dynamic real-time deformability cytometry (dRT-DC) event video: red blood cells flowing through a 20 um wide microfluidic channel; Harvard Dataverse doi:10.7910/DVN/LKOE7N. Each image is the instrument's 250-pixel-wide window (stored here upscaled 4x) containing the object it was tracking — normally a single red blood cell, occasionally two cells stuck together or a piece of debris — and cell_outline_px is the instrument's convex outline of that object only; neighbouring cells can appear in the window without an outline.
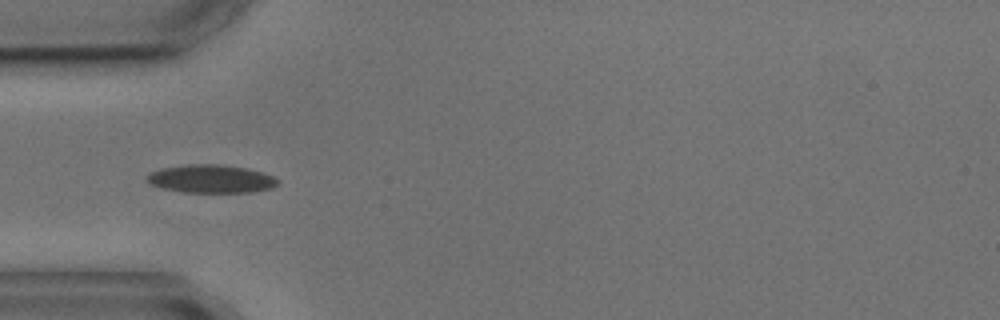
{"species": "common noctule bat (a hibernating species)", "species_latin": "Nyctalus noctula", "temperature_condition": "cold", "stored_images_in_passage": 6, "camera_frame_rate_fps": 3000, "um_per_image_px": 0.085, "animal": {"sex": "male", "body_mass_g": 17.9, "forearm_length_mm": 54.2}, "frame": {"image": 1, "passage_image": 5, "time_ms": 4.667, "image_size_px": [1000, 320], "cell_outline_px": [[280, 184], [272, 188], [248, 192], [184, 192], [164, 188], [152, 184], [148, 180], [148, 176], [152, 172], [164, 168], [188, 164], [216, 164], [248, 168], [264, 172], [276, 176], [280, 180]], "centroid_in_image_um": [18.07, 15.2], "position_along_channel_um": 66.9, "area_um2": 21.33}}